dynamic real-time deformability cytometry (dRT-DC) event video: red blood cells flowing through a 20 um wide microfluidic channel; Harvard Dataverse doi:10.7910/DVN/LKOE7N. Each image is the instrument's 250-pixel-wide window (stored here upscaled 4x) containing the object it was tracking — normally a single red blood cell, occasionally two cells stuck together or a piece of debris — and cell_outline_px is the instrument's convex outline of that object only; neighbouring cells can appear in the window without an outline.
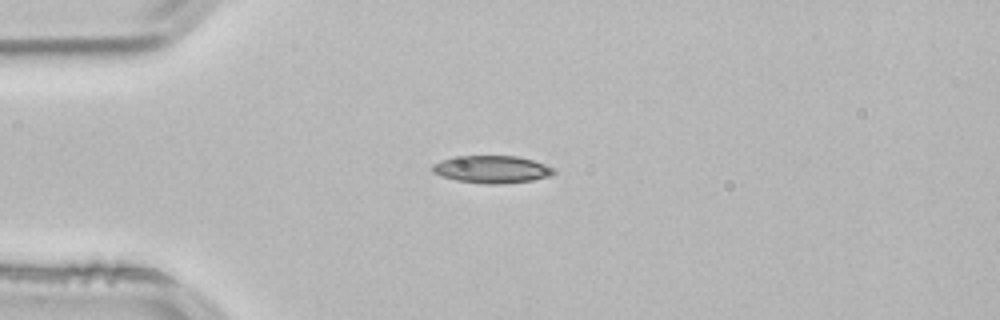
{"species": "common noctule bat (a hibernating species)", "species_latin": "Nyctalus noctula", "temperature_condition": "room temperature", "stored_images_in_passage": 41, "camera_frame_rate_fps": 3000, "um_per_image_px": 0.085, "animal": {"sex": "male", "body_mass_g": 21.5, "forearm_length_mm": 52.0}, "frame": {"image": 1, "passage_image": 1, "time_ms": 0.0, "image_size_px": [1000, 320], "cell_outline_px": [[556, 172], [552, 176], [532, 180], [500, 184], [484, 184], [456, 180], [432, 172], [432, 164], [440, 160], [456, 156], [516, 156], [532, 160], [556, 168]], "centroid_in_image_um": [41.83, 14.39], "position_along_channel_um": 43.2, "area_um2": 19.48}}
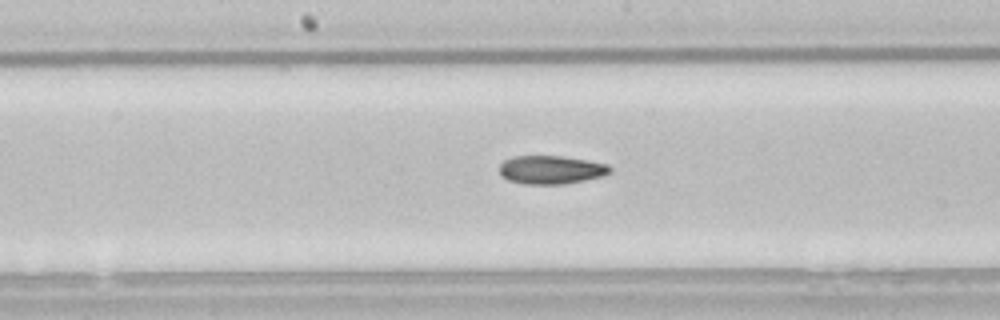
{"frame": {"image": 2, "passage_image": 15, "time_ms": 4.667, "image_size_px": [1000, 320], "cell_outline_px": [[612, 172], [600, 176], [584, 180], [564, 184], [524, 184], [508, 180], [500, 176], [500, 164], [504, 160], [512, 156], [560, 156], [588, 160], [608, 164], [612, 168]], "centroid_in_image_um": [46.82, 14.43], "position_along_channel_um": 201.4, "area_um2": 18.38}}
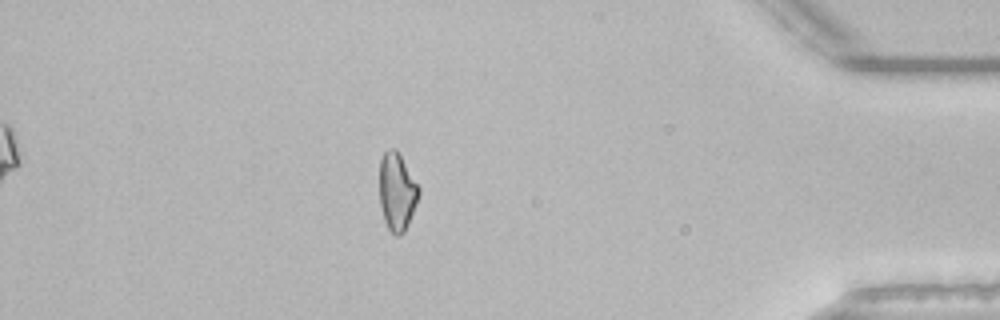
{"frame": {"image": 3, "passage_image": 34, "time_ms": 11.0, "image_size_px": [1000, 320], "cell_outline_px": [[420, 192], [416, 204], [408, 224], [404, 232], [400, 236], [396, 236], [388, 228], [384, 220], [380, 204], [380, 160], [384, 152], [388, 148], [396, 148], [420, 188]], "centroid_in_image_um": [33.74, 16.29], "position_along_channel_um": 401.5, "area_um2": 17.74}, "authors_computed_cell_mechanics": {"area_um2": 18.3804, "velocity_mm_per_s": 3.8411, "shape_relaxation_time_tau1_ms": null, "shape_relaxation_time_tau2_ms": 4.9709, "deformation_change_tau1": null, "deformation_change_tau2": 0.1195}}